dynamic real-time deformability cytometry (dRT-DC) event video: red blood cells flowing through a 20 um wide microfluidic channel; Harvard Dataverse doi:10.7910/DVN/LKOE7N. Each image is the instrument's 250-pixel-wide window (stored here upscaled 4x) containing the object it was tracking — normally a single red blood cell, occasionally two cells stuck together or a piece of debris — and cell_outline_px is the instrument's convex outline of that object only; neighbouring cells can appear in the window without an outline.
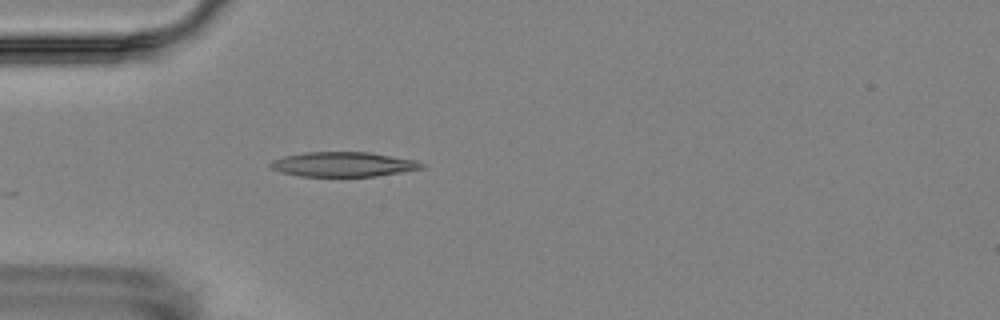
{"species": "Egyptian fruit bat (a non-hibernating species)", "species_latin": "Rousettus aegyptiacus", "temperature_condition": "room temperature", "stored_images_in_passage": 3, "camera_frame_rate_fps": 3000, "um_per_image_px": 0.085, "animal": {"sex": "female"}, "frame": {"image": 1, "passage_image": 3, "time_ms": 2.667, "image_size_px": [1000, 320], "cell_outline_px": [[424, 168], [376, 176], [300, 176], [280, 172], [272, 168], [268, 164], [272, 160], [284, 156], [304, 152], [368, 152], [416, 160], [424, 164]], "centroid_in_image_um": [29.15, 13.96], "position_along_channel_um": 55.9, "area_um2": 21.68}}